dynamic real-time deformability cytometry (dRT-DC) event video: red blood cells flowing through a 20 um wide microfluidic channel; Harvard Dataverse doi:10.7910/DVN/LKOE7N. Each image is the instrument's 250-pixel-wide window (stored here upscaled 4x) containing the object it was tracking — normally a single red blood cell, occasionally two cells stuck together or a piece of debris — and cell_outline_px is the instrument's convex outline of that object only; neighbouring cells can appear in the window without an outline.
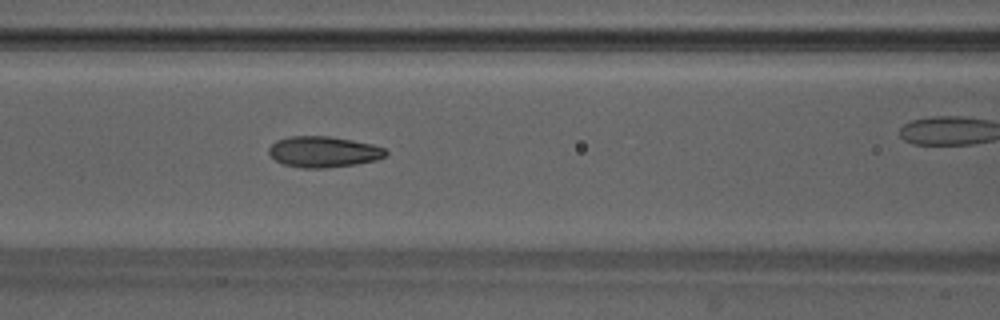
{"species": "Egyptian fruit bat (a non-hibernating species)", "species_latin": "Rousettus aegyptiacus", "temperature_condition": "warm", "stored_images_in_passage": 35, "camera_frame_rate_fps": 3000, "um_per_image_px": 0.085, "animal": {"sex": "male"}, "frame": {"image": 1, "passage_image": 16, "time_ms": 5.0, "image_size_px": [1000, 320], "cell_outline_px": [[388, 152], [384, 156], [376, 160], [356, 164], [324, 168], [300, 168], [284, 164], [276, 160], [268, 152], [268, 148], [276, 140], [288, 136], [328, 136], [352, 140], [372, 144], [384, 148]], "centroid_in_image_um": [27.48, 12.9], "position_along_channel_um": 139.1, "area_um2": 21.04}}